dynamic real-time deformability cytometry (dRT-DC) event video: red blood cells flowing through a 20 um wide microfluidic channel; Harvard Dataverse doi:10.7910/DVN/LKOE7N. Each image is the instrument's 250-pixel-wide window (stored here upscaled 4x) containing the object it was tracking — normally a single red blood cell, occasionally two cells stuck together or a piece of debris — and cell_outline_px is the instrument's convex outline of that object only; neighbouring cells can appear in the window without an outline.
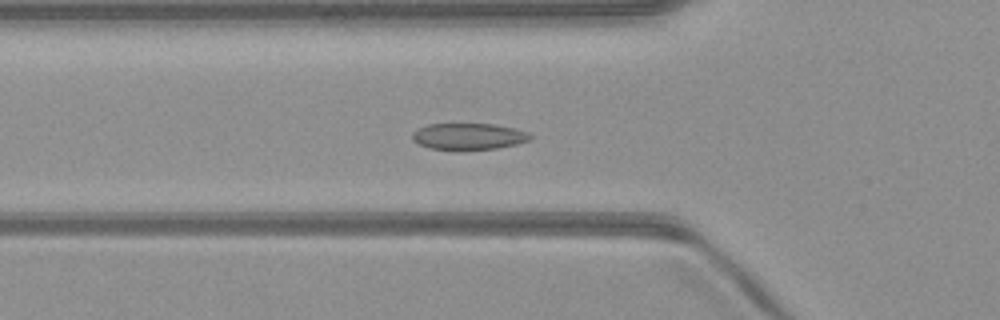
{"species": "common noctule bat (a hibernating species)", "species_latin": "Nyctalus noctula", "temperature_condition": "warm", "stored_images_in_passage": 52, "camera_frame_rate_fps": 3000, "um_per_image_px": 0.085, "animal": {"sex": "male", "body_mass_g": 23.1, "forearm_length_mm": 52.7}, "frame": {"image": 1, "passage_image": 18, "time_ms": 5.667, "image_size_px": [1000, 320], "cell_outline_px": [[532, 140], [516, 144], [496, 148], [456, 152], [428, 148], [412, 140], [412, 132], [428, 124], [496, 124], [516, 128], [528, 132], [532, 136]], "centroid_in_image_um": [39.84, 11.62], "position_along_channel_um": 86.0, "area_um2": 18.79}}
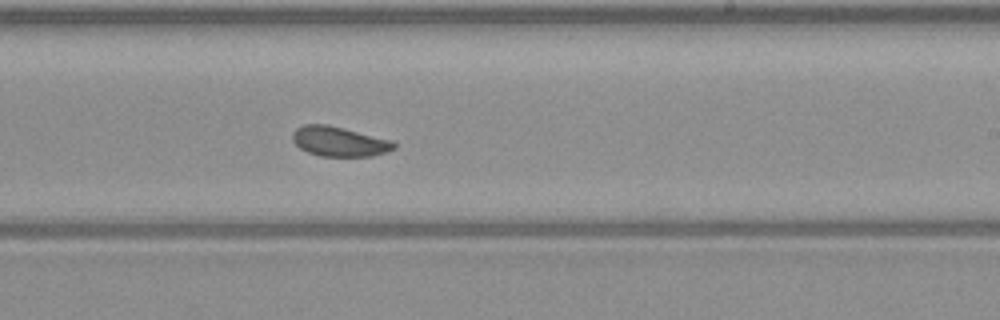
{"frame": {"image": 2, "passage_image": 31, "time_ms": 10.0, "image_size_px": [1000, 320], "cell_outline_px": [[396, 148], [372, 156], [320, 156], [308, 152], [300, 148], [292, 140], [292, 132], [296, 128], [304, 124], [328, 124], [392, 140], [396, 144]], "centroid_in_image_um": [28.82, 12.02], "position_along_channel_um": 260.2, "area_um2": 17.63}}
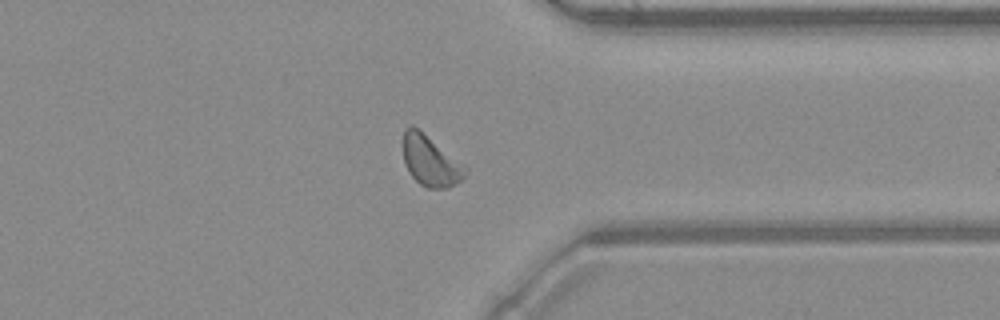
{"frame": {"image": 3, "passage_image": 40, "time_ms": 13.0, "image_size_px": [1000, 320], "cell_outline_px": [[468, 168], [464, 176], [460, 180], [448, 188], [428, 188], [420, 184], [408, 172], [404, 160], [404, 128], [412, 124]], "centroid_in_image_um": [36.57, 13.68], "position_along_channel_um": 374.8, "area_um2": 17.86}, "authors_computed_cell_mechanics": {"area_um2": 18.2937, "velocity_mm_per_s": 4.0101, "shape_relaxation_time_tau1_ms": 4.1135, "shape_relaxation_time_tau2_ms": 7.1207, "deformation_change_tau1": 0.0886, "deformation_change_tau2": 0.0889}}